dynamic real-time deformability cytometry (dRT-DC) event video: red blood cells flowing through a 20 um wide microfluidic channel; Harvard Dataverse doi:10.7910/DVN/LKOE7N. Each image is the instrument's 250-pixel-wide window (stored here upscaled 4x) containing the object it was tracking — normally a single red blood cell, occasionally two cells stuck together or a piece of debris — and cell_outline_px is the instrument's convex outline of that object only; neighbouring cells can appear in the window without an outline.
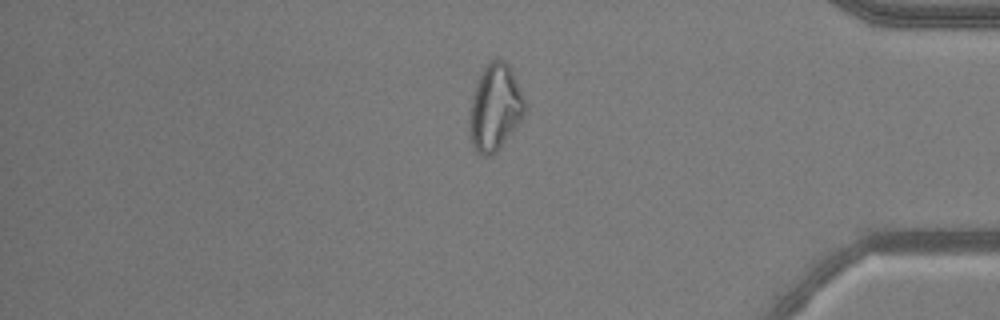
{"species": "common noctule bat (a hibernating species)", "species_latin": "Nyctalus noctula", "temperature_condition": "warm", "stored_images_in_passage": 32, "camera_frame_rate_fps": 3000, "um_per_image_px": 0.085, "animal": {"sex": "male", "body_mass_g": 20.5, "forearm_length_mm": 52.5}, "frame": {"image": 1, "passage_image": 28, "time_ms": 9.0, "image_size_px": [1000, 320], "cell_outline_px": [[528, 104], [524, 116], [500, 148], [496, 152], [488, 156], [480, 156], [476, 152], [472, 144], [468, 132], [468, 128], [472, 96], [476, 84], [488, 60], [500, 56], [508, 64]], "centroid_in_image_um": [42.08, 9.14], "position_along_channel_um": 393.1, "area_um2": 28.32}}